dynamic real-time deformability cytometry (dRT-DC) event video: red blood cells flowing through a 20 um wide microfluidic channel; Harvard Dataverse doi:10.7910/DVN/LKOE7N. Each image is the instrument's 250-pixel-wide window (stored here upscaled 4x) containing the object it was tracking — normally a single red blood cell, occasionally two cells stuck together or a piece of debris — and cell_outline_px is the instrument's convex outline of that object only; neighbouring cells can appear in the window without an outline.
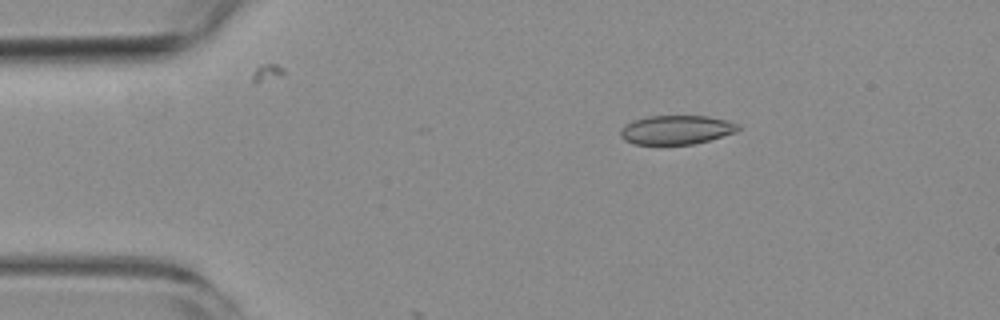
{"species": "common noctule bat (a hibernating species)", "species_latin": "Nyctalus noctula", "temperature_condition": "room temperature", "stored_images_in_passage": 6, "camera_frame_rate_fps": 3000, "um_per_image_px": 0.085, "animal": {"sex": "female", "body_mass_g": 19.3, "forearm_length_mm": 54.1}, "frame": {"image": 1, "passage_image": 3, "time_ms": 2.333, "image_size_px": [1000, 320], "cell_outline_px": [[740, 128], [736, 132], [708, 140], [692, 144], [632, 144], [624, 140], [620, 136], [620, 132], [624, 124], [648, 116], [708, 116], [740, 124]], "centroid_in_image_um": [57.47, 11.03], "position_along_channel_um": 27.5, "area_um2": 19.77}}